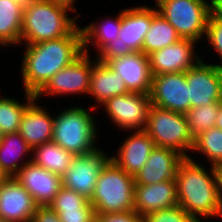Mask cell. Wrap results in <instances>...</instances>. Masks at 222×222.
Masks as SVG:
<instances>
[{
    "label": "cell",
    "mask_w": 222,
    "mask_h": 222,
    "mask_svg": "<svg viewBox=\"0 0 222 222\" xmlns=\"http://www.w3.org/2000/svg\"><path fill=\"white\" fill-rule=\"evenodd\" d=\"M22 45L25 46L20 63L23 88L33 95L84 53L82 30L78 25L64 37Z\"/></svg>",
    "instance_id": "obj_1"
},
{
    "label": "cell",
    "mask_w": 222,
    "mask_h": 222,
    "mask_svg": "<svg viewBox=\"0 0 222 222\" xmlns=\"http://www.w3.org/2000/svg\"><path fill=\"white\" fill-rule=\"evenodd\" d=\"M196 161L190 156L178 165L175 175L178 205L197 222H205V218L222 219L218 169L211 166L208 170Z\"/></svg>",
    "instance_id": "obj_2"
},
{
    "label": "cell",
    "mask_w": 222,
    "mask_h": 222,
    "mask_svg": "<svg viewBox=\"0 0 222 222\" xmlns=\"http://www.w3.org/2000/svg\"><path fill=\"white\" fill-rule=\"evenodd\" d=\"M69 7L51 0H39L23 11L21 44H35L68 35L80 14L70 17Z\"/></svg>",
    "instance_id": "obj_3"
},
{
    "label": "cell",
    "mask_w": 222,
    "mask_h": 222,
    "mask_svg": "<svg viewBox=\"0 0 222 222\" xmlns=\"http://www.w3.org/2000/svg\"><path fill=\"white\" fill-rule=\"evenodd\" d=\"M63 110L54 115L52 141L74 156L95 151L99 126L93 112L78 105Z\"/></svg>",
    "instance_id": "obj_4"
},
{
    "label": "cell",
    "mask_w": 222,
    "mask_h": 222,
    "mask_svg": "<svg viewBox=\"0 0 222 222\" xmlns=\"http://www.w3.org/2000/svg\"><path fill=\"white\" fill-rule=\"evenodd\" d=\"M134 176L119 168L111 159L103 166L89 200L96 214L134 210Z\"/></svg>",
    "instance_id": "obj_5"
},
{
    "label": "cell",
    "mask_w": 222,
    "mask_h": 222,
    "mask_svg": "<svg viewBox=\"0 0 222 222\" xmlns=\"http://www.w3.org/2000/svg\"><path fill=\"white\" fill-rule=\"evenodd\" d=\"M144 131L156 146L172 149L184 158L190 157L194 138L185 114L151 105Z\"/></svg>",
    "instance_id": "obj_6"
},
{
    "label": "cell",
    "mask_w": 222,
    "mask_h": 222,
    "mask_svg": "<svg viewBox=\"0 0 222 222\" xmlns=\"http://www.w3.org/2000/svg\"><path fill=\"white\" fill-rule=\"evenodd\" d=\"M158 13L168 21L182 39L197 43L206 35L211 14L208 0H155Z\"/></svg>",
    "instance_id": "obj_7"
},
{
    "label": "cell",
    "mask_w": 222,
    "mask_h": 222,
    "mask_svg": "<svg viewBox=\"0 0 222 222\" xmlns=\"http://www.w3.org/2000/svg\"><path fill=\"white\" fill-rule=\"evenodd\" d=\"M153 19V7L140 5L122 10V22L118 38L110 43L98 56L103 63L115 57L133 52H142L147 31Z\"/></svg>",
    "instance_id": "obj_8"
},
{
    "label": "cell",
    "mask_w": 222,
    "mask_h": 222,
    "mask_svg": "<svg viewBox=\"0 0 222 222\" xmlns=\"http://www.w3.org/2000/svg\"><path fill=\"white\" fill-rule=\"evenodd\" d=\"M100 106L120 131H140L147 125L151 100L148 94L130 92L114 96Z\"/></svg>",
    "instance_id": "obj_9"
},
{
    "label": "cell",
    "mask_w": 222,
    "mask_h": 222,
    "mask_svg": "<svg viewBox=\"0 0 222 222\" xmlns=\"http://www.w3.org/2000/svg\"><path fill=\"white\" fill-rule=\"evenodd\" d=\"M92 61L91 56L83 53L73 63L69 64L55 75L34 95L39 101L42 96H62L89 94L90 77L93 64L98 60ZM44 94V95H43Z\"/></svg>",
    "instance_id": "obj_10"
},
{
    "label": "cell",
    "mask_w": 222,
    "mask_h": 222,
    "mask_svg": "<svg viewBox=\"0 0 222 222\" xmlns=\"http://www.w3.org/2000/svg\"><path fill=\"white\" fill-rule=\"evenodd\" d=\"M99 147L84 155H75L70 162V167L62 176L63 187L81 194L88 200L94 193L98 176L110 156Z\"/></svg>",
    "instance_id": "obj_11"
},
{
    "label": "cell",
    "mask_w": 222,
    "mask_h": 222,
    "mask_svg": "<svg viewBox=\"0 0 222 222\" xmlns=\"http://www.w3.org/2000/svg\"><path fill=\"white\" fill-rule=\"evenodd\" d=\"M200 59L185 72L189 85L190 109L222 101V68Z\"/></svg>",
    "instance_id": "obj_12"
},
{
    "label": "cell",
    "mask_w": 222,
    "mask_h": 222,
    "mask_svg": "<svg viewBox=\"0 0 222 222\" xmlns=\"http://www.w3.org/2000/svg\"><path fill=\"white\" fill-rule=\"evenodd\" d=\"M149 96L151 105L182 114L190 110L185 72L153 75Z\"/></svg>",
    "instance_id": "obj_13"
},
{
    "label": "cell",
    "mask_w": 222,
    "mask_h": 222,
    "mask_svg": "<svg viewBox=\"0 0 222 222\" xmlns=\"http://www.w3.org/2000/svg\"><path fill=\"white\" fill-rule=\"evenodd\" d=\"M195 45L197 42L191 39L180 38L158 51L148 55L151 74L186 72L203 57L197 55Z\"/></svg>",
    "instance_id": "obj_14"
},
{
    "label": "cell",
    "mask_w": 222,
    "mask_h": 222,
    "mask_svg": "<svg viewBox=\"0 0 222 222\" xmlns=\"http://www.w3.org/2000/svg\"><path fill=\"white\" fill-rule=\"evenodd\" d=\"M37 204L31 194L14 177L0 185V216L7 222H30Z\"/></svg>",
    "instance_id": "obj_15"
},
{
    "label": "cell",
    "mask_w": 222,
    "mask_h": 222,
    "mask_svg": "<svg viewBox=\"0 0 222 222\" xmlns=\"http://www.w3.org/2000/svg\"><path fill=\"white\" fill-rule=\"evenodd\" d=\"M14 177L31 194L38 206L49 205L63 187L61 176L32 161L26 163Z\"/></svg>",
    "instance_id": "obj_16"
},
{
    "label": "cell",
    "mask_w": 222,
    "mask_h": 222,
    "mask_svg": "<svg viewBox=\"0 0 222 222\" xmlns=\"http://www.w3.org/2000/svg\"><path fill=\"white\" fill-rule=\"evenodd\" d=\"M110 69L119 74L130 92L150 93L152 74L149 58L143 52L115 57L106 62Z\"/></svg>",
    "instance_id": "obj_17"
},
{
    "label": "cell",
    "mask_w": 222,
    "mask_h": 222,
    "mask_svg": "<svg viewBox=\"0 0 222 222\" xmlns=\"http://www.w3.org/2000/svg\"><path fill=\"white\" fill-rule=\"evenodd\" d=\"M132 132L129 131L131 135L127 134L128 137L117 149V155H111L110 159L119 168L135 177L145 166L156 144L144 130Z\"/></svg>",
    "instance_id": "obj_18"
},
{
    "label": "cell",
    "mask_w": 222,
    "mask_h": 222,
    "mask_svg": "<svg viewBox=\"0 0 222 222\" xmlns=\"http://www.w3.org/2000/svg\"><path fill=\"white\" fill-rule=\"evenodd\" d=\"M178 205L175 179L150 185H134V211L142 217Z\"/></svg>",
    "instance_id": "obj_19"
},
{
    "label": "cell",
    "mask_w": 222,
    "mask_h": 222,
    "mask_svg": "<svg viewBox=\"0 0 222 222\" xmlns=\"http://www.w3.org/2000/svg\"><path fill=\"white\" fill-rule=\"evenodd\" d=\"M38 103L41 102L34 98L28 104L22 115L18 132L32 149L51 142L53 135L54 115Z\"/></svg>",
    "instance_id": "obj_20"
},
{
    "label": "cell",
    "mask_w": 222,
    "mask_h": 222,
    "mask_svg": "<svg viewBox=\"0 0 222 222\" xmlns=\"http://www.w3.org/2000/svg\"><path fill=\"white\" fill-rule=\"evenodd\" d=\"M183 159L172 149L156 146L145 166L134 177L135 184L150 185L175 179L178 165Z\"/></svg>",
    "instance_id": "obj_21"
},
{
    "label": "cell",
    "mask_w": 222,
    "mask_h": 222,
    "mask_svg": "<svg viewBox=\"0 0 222 222\" xmlns=\"http://www.w3.org/2000/svg\"><path fill=\"white\" fill-rule=\"evenodd\" d=\"M130 93L121 76L115 73L106 63L97 60L92 67L89 94L98 105L89 108L94 112L98 110L99 104L117 96Z\"/></svg>",
    "instance_id": "obj_22"
},
{
    "label": "cell",
    "mask_w": 222,
    "mask_h": 222,
    "mask_svg": "<svg viewBox=\"0 0 222 222\" xmlns=\"http://www.w3.org/2000/svg\"><path fill=\"white\" fill-rule=\"evenodd\" d=\"M29 153H32V148L19 133L4 134L0 143L1 169L8 177L15 176L26 163L31 162L32 154ZM27 156H30L29 160Z\"/></svg>",
    "instance_id": "obj_23"
},
{
    "label": "cell",
    "mask_w": 222,
    "mask_h": 222,
    "mask_svg": "<svg viewBox=\"0 0 222 222\" xmlns=\"http://www.w3.org/2000/svg\"><path fill=\"white\" fill-rule=\"evenodd\" d=\"M106 20L102 19L101 22H92L89 25L80 27L83 36V50L84 53L91 54L88 51L89 45H94L96 57L116 38L121 27L122 22V10L117 14V17H107Z\"/></svg>",
    "instance_id": "obj_24"
},
{
    "label": "cell",
    "mask_w": 222,
    "mask_h": 222,
    "mask_svg": "<svg viewBox=\"0 0 222 222\" xmlns=\"http://www.w3.org/2000/svg\"><path fill=\"white\" fill-rule=\"evenodd\" d=\"M23 11L14 0H0V47L21 45Z\"/></svg>",
    "instance_id": "obj_25"
},
{
    "label": "cell",
    "mask_w": 222,
    "mask_h": 222,
    "mask_svg": "<svg viewBox=\"0 0 222 222\" xmlns=\"http://www.w3.org/2000/svg\"><path fill=\"white\" fill-rule=\"evenodd\" d=\"M31 161L59 176H63L70 167L74 155L53 141L36 146L32 149Z\"/></svg>",
    "instance_id": "obj_26"
},
{
    "label": "cell",
    "mask_w": 222,
    "mask_h": 222,
    "mask_svg": "<svg viewBox=\"0 0 222 222\" xmlns=\"http://www.w3.org/2000/svg\"><path fill=\"white\" fill-rule=\"evenodd\" d=\"M179 39L180 37L175 28L158 13L156 6H154L153 19L146 33L142 52L148 56L177 42Z\"/></svg>",
    "instance_id": "obj_27"
},
{
    "label": "cell",
    "mask_w": 222,
    "mask_h": 222,
    "mask_svg": "<svg viewBox=\"0 0 222 222\" xmlns=\"http://www.w3.org/2000/svg\"><path fill=\"white\" fill-rule=\"evenodd\" d=\"M26 102H19L20 100L10 96L0 98V130L2 134L18 133L22 115L28 104L35 98L29 92L24 91Z\"/></svg>",
    "instance_id": "obj_28"
},
{
    "label": "cell",
    "mask_w": 222,
    "mask_h": 222,
    "mask_svg": "<svg viewBox=\"0 0 222 222\" xmlns=\"http://www.w3.org/2000/svg\"><path fill=\"white\" fill-rule=\"evenodd\" d=\"M193 152L201 153L210 166L218 168L222 164V130L212 127L194 138Z\"/></svg>",
    "instance_id": "obj_29"
},
{
    "label": "cell",
    "mask_w": 222,
    "mask_h": 222,
    "mask_svg": "<svg viewBox=\"0 0 222 222\" xmlns=\"http://www.w3.org/2000/svg\"><path fill=\"white\" fill-rule=\"evenodd\" d=\"M221 104L222 101H215L211 105H201L195 108H191L185 113L189 131L193 138L198 136L201 132L215 127Z\"/></svg>",
    "instance_id": "obj_30"
},
{
    "label": "cell",
    "mask_w": 222,
    "mask_h": 222,
    "mask_svg": "<svg viewBox=\"0 0 222 222\" xmlns=\"http://www.w3.org/2000/svg\"><path fill=\"white\" fill-rule=\"evenodd\" d=\"M49 206L59 214L62 210L94 209L90 201L73 190L62 187Z\"/></svg>",
    "instance_id": "obj_31"
},
{
    "label": "cell",
    "mask_w": 222,
    "mask_h": 222,
    "mask_svg": "<svg viewBox=\"0 0 222 222\" xmlns=\"http://www.w3.org/2000/svg\"><path fill=\"white\" fill-rule=\"evenodd\" d=\"M144 222H197L179 205L152 212L143 217Z\"/></svg>",
    "instance_id": "obj_32"
},
{
    "label": "cell",
    "mask_w": 222,
    "mask_h": 222,
    "mask_svg": "<svg viewBox=\"0 0 222 222\" xmlns=\"http://www.w3.org/2000/svg\"><path fill=\"white\" fill-rule=\"evenodd\" d=\"M208 44L216 51L219 56L221 63L216 64L218 67L222 68V19L213 15H209L207 21L206 35Z\"/></svg>",
    "instance_id": "obj_33"
},
{
    "label": "cell",
    "mask_w": 222,
    "mask_h": 222,
    "mask_svg": "<svg viewBox=\"0 0 222 222\" xmlns=\"http://www.w3.org/2000/svg\"><path fill=\"white\" fill-rule=\"evenodd\" d=\"M58 215L61 222H96L95 209L62 210Z\"/></svg>",
    "instance_id": "obj_34"
},
{
    "label": "cell",
    "mask_w": 222,
    "mask_h": 222,
    "mask_svg": "<svg viewBox=\"0 0 222 222\" xmlns=\"http://www.w3.org/2000/svg\"><path fill=\"white\" fill-rule=\"evenodd\" d=\"M96 222H144L143 217L134 210L122 213L96 214Z\"/></svg>",
    "instance_id": "obj_35"
},
{
    "label": "cell",
    "mask_w": 222,
    "mask_h": 222,
    "mask_svg": "<svg viewBox=\"0 0 222 222\" xmlns=\"http://www.w3.org/2000/svg\"><path fill=\"white\" fill-rule=\"evenodd\" d=\"M30 222H61L60 216L49 206H37Z\"/></svg>",
    "instance_id": "obj_36"
},
{
    "label": "cell",
    "mask_w": 222,
    "mask_h": 222,
    "mask_svg": "<svg viewBox=\"0 0 222 222\" xmlns=\"http://www.w3.org/2000/svg\"><path fill=\"white\" fill-rule=\"evenodd\" d=\"M211 13L222 19V0H212Z\"/></svg>",
    "instance_id": "obj_37"
},
{
    "label": "cell",
    "mask_w": 222,
    "mask_h": 222,
    "mask_svg": "<svg viewBox=\"0 0 222 222\" xmlns=\"http://www.w3.org/2000/svg\"><path fill=\"white\" fill-rule=\"evenodd\" d=\"M22 9V11L29 9L32 5L37 3L39 0H14Z\"/></svg>",
    "instance_id": "obj_38"
},
{
    "label": "cell",
    "mask_w": 222,
    "mask_h": 222,
    "mask_svg": "<svg viewBox=\"0 0 222 222\" xmlns=\"http://www.w3.org/2000/svg\"><path fill=\"white\" fill-rule=\"evenodd\" d=\"M51 1L65 5L69 7L71 10H73V12L75 11L77 12V8L74 6V2L76 3L77 0H51Z\"/></svg>",
    "instance_id": "obj_39"
},
{
    "label": "cell",
    "mask_w": 222,
    "mask_h": 222,
    "mask_svg": "<svg viewBox=\"0 0 222 222\" xmlns=\"http://www.w3.org/2000/svg\"><path fill=\"white\" fill-rule=\"evenodd\" d=\"M215 127H217V128L222 130V104H221V106L219 108V114L217 116Z\"/></svg>",
    "instance_id": "obj_40"
},
{
    "label": "cell",
    "mask_w": 222,
    "mask_h": 222,
    "mask_svg": "<svg viewBox=\"0 0 222 222\" xmlns=\"http://www.w3.org/2000/svg\"><path fill=\"white\" fill-rule=\"evenodd\" d=\"M8 176L5 174V172L1 169L0 167V185L4 182V180L7 178Z\"/></svg>",
    "instance_id": "obj_41"
},
{
    "label": "cell",
    "mask_w": 222,
    "mask_h": 222,
    "mask_svg": "<svg viewBox=\"0 0 222 222\" xmlns=\"http://www.w3.org/2000/svg\"><path fill=\"white\" fill-rule=\"evenodd\" d=\"M217 169L219 172V178L222 179V164Z\"/></svg>",
    "instance_id": "obj_42"
},
{
    "label": "cell",
    "mask_w": 222,
    "mask_h": 222,
    "mask_svg": "<svg viewBox=\"0 0 222 222\" xmlns=\"http://www.w3.org/2000/svg\"><path fill=\"white\" fill-rule=\"evenodd\" d=\"M220 200L222 204V179H220Z\"/></svg>",
    "instance_id": "obj_43"
},
{
    "label": "cell",
    "mask_w": 222,
    "mask_h": 222,
    "mask_svg": "<svg viewBox=\"0 0 222 222\" xmlns=\"http://www.w3.org/2000/svg\"><path fill=\"white\" fill-rule=\"evenodd\" d=\"M2 137H3V134H2V132H1V130H0V143H1V141H2Z\"/></svg>",
    "instance_id": "obj_44"
},
{
    "label": "cell",
    "mask_w": 222,
    "mask_h": 222,
    "mask_svg": "<svg viewBox=\"0 0 222 222\" xmlns=\"http://www.w3.org/2000/svg\"><path fill=\"white\" fill-rule=\"evenodd\" d=\"M0 222H7L0 216Z\"/></svg>",
    "instance_id": "obj_45"
}]
</instances>
